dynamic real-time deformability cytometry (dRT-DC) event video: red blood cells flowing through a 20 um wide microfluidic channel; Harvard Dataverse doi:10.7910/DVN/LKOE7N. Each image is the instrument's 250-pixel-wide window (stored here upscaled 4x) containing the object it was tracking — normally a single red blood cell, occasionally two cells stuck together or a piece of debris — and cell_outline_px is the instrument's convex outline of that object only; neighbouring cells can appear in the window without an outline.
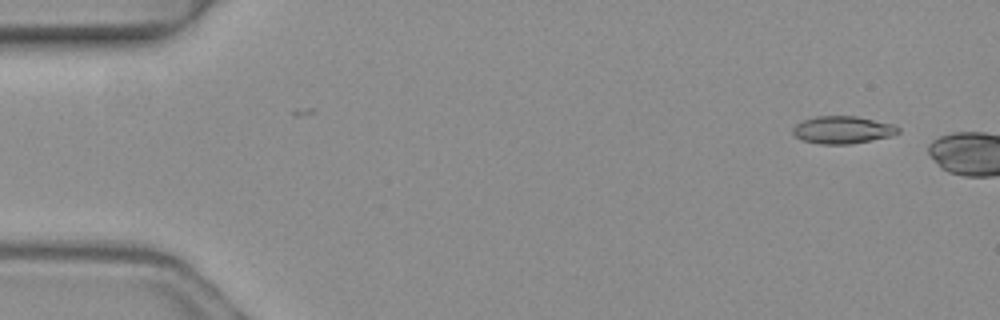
{"species": "common noctule bat (a hibernating species)", "species_latin": "Nyctalus noctula", "temperature_condition": "warm", "stored_images_in_passage": 3, "camera_frame_rate_fps": 3000, "um_per_image_px": 0.085, "animal": {"sex": "female", "body_mass_g": 19.3, "forearm_length_mm": 54.1}, "frame": {"image": 1, "passage_image": 3, "time_ms": 0.667, "image_size_px": [1000, 320], "cell_outline_px": [[900, 132], [888, 136], [872, 140], [848, 144], [820, 144], [804, 140], [796, 136], [792, 132], [792, 128], [796, 124], [804, 120], [816, 116], [856, 116], [892, 124], [900, 128]], "centroid_in_image_um": [71.61, 11.03], "position_along_channel_um": 13.4, "area_um2": 16.65}}